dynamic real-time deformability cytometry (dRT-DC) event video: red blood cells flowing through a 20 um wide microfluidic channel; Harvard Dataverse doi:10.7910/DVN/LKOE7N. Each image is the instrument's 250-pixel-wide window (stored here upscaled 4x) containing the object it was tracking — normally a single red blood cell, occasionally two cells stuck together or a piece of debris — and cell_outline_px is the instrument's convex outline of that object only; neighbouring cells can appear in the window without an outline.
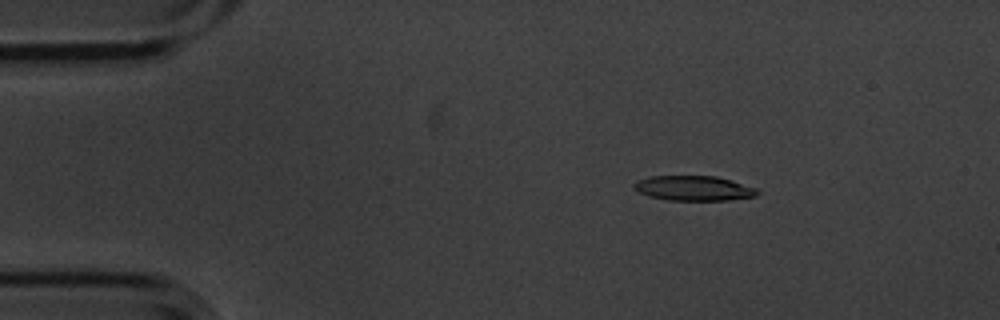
{"species": "common noctule bat (a hibernating species)", "species_latin": "Nyctalus noctula", "temperature_condition": "cold", "stored_images_in_passage": 5, "camera_frame_rate_fps": 3000, "um_per_image_px": 0.085, "animal": {"sex": "male", "body_mass_g": 20.1, "forearm_length_mm": 53.5}, "frame": {"image": 1, "passage_image": 3, "time_ms": 0.667, "image_size_px": [1000, 320], "cell_outline_px": [[760, 192], [756, 196], [728, 200], [668, 200], [648, 196], [640, 192], [632, 184], [636, 180], [652, 176], [716, 176], [756, 188]], "centroid_in_image_um": [58.96, 16.0], "position_along_channel_um": 26.0, "area_um2": 17.74}}